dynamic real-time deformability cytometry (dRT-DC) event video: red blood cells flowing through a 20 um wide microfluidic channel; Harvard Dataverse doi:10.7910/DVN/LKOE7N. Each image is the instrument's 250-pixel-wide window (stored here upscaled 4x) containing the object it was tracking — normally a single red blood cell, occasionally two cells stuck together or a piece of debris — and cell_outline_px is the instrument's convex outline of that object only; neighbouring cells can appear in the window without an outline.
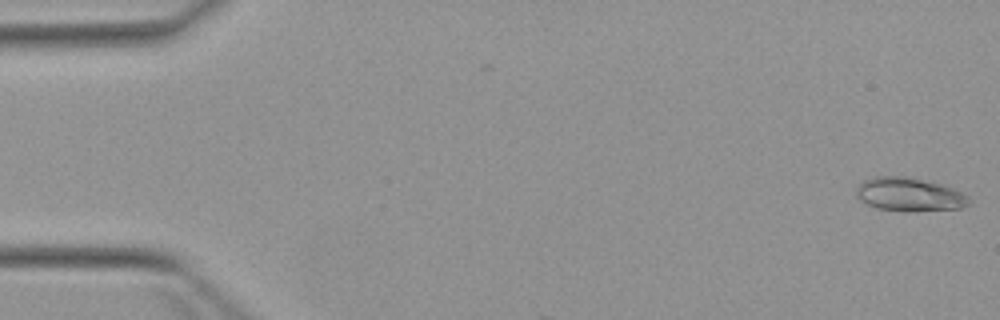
{"species": "Egyptian fruit bat (a non-hibernating species)", "species_latin": "Rousettus aegyptiacus", "temperature_condition": "warm", "stored_images_in_passage": 2, "camera_frame_rate_fps": 3000, "um_per_image_px": 0.085, "animal": {"sex": "female"}, "frame": {"image": 1, "passage_image": 2, "time_ms": 1.333, "image_size_px": [1000, 320], "cell_outline_px": [[972, 204], [960, 208], [876, 208], [868, 204], [856, 196], [856, 188], [864, 180], [876, 176], [904, 176], [940, 184], [952, 188], [968, 196], [972, 200]], "centroid_in_image_um": [77.29, 16.47], "position_along_channel_um": 7.7, "area_um2": 20.81}}